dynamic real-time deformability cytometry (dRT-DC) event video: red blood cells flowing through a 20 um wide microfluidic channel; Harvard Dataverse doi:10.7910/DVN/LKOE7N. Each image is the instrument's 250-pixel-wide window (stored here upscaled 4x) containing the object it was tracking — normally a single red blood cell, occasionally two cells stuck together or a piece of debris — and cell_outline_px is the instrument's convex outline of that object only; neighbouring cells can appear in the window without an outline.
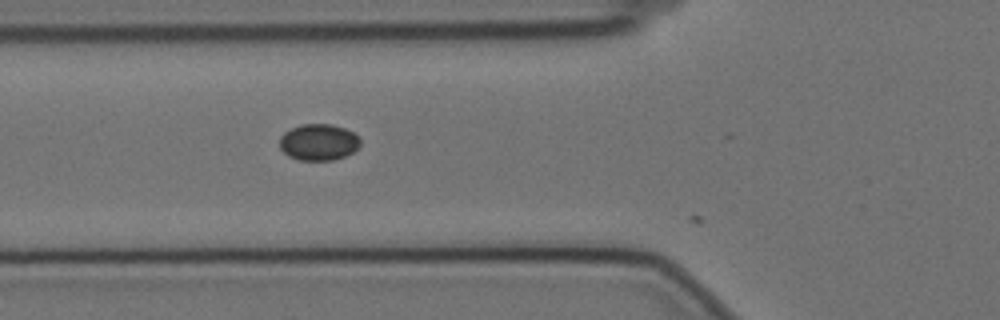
{"species": "Egyptian fruit bat (a non-hibernating species)", "species_latin": "Rousettus aegyptiacus", "temperature_condition": "cold", "stored_images_in_passage": 5, "camera_frame_rate_fps": 3000, "um_per_image_px": 0.085, "animal": {"sex": "female"}, "frame": {"image": 1, "passage_image": 4, "time_ms": 1.0, "image_size_px": [1000, 320], "cell_outline_px": [[360, 144], [352, 152], [344, 156], [332, 160], [300, 160], [288, 156], [280, 148], [280, 136], [284, 132], [300, 124], [332, 124], [344, 128], [360, 136]], "centroid_in_image_um": [27.07, 12.07], "position_along_channel_um": 98.7, "area_um2": 17.11}}